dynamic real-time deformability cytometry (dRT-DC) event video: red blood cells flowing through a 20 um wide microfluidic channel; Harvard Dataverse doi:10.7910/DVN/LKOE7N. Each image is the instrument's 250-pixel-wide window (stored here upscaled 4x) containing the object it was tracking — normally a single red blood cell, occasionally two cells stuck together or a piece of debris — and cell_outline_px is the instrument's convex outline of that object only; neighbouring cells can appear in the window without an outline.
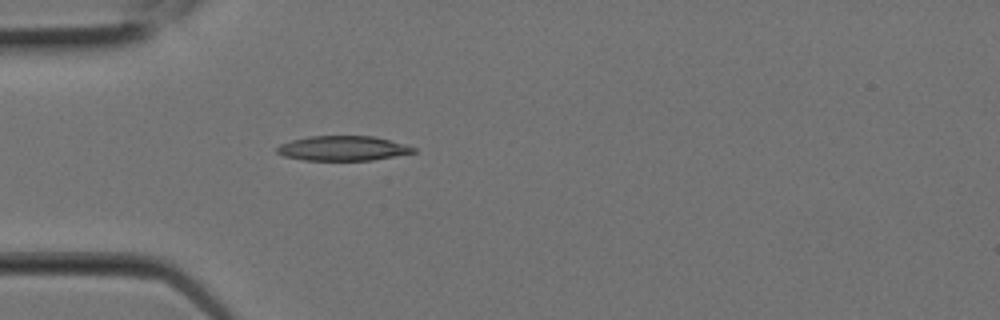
{"species": "Egyptian fruit bat (a non-hibernating species)", "species_latin": "Rousettus aegyptiacus", "temperature_condition": "room temperature", "stored_images_in_passage": 5, "camera_frame_rate_fps": 3000, "um_per_image_px": 0.085, "animal": {"sex": "female"}, "frame": {"image": 1, "passage_image": 5, "time_ms": 1.333, "image_size_px": [1000, 320], "cell_outline_px": [[416, 152], [372, 160], [304, 160], [284, 156], [276, 152], [276, 148], [280, 144], [292, 140], [308, 136], [376, 136], [404, 144], [416, 148]], "centroid_in_image_um": [29.13, 12.6], "position_along_channel_um": 55.9, "area_um2": 19.65}}